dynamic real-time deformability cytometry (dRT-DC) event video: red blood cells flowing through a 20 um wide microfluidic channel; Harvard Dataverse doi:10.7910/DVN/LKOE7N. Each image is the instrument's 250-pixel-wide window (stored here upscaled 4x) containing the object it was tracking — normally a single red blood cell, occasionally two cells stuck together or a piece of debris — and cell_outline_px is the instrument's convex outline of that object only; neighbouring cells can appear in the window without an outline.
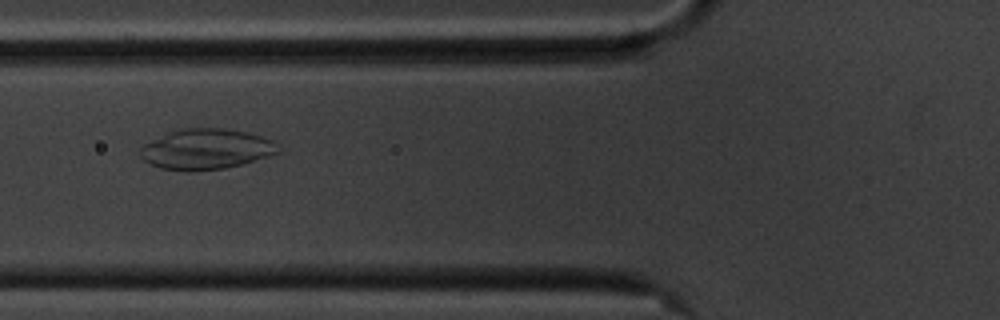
{"species": "common noctule bat (a hibernating species)", "species_latin": "Nyctalus noctula", "temperature_condition": "cold", "stored_images_in_passage": 52, "camera_frame_rate_fps": 3000, "um_per_image_px": 0.085, "animal": {"sex": "male", "body_mass_g": 20.1, "forearm_length_mm": 53.5}, "frame": {"image": 1, "passage_image": 17, "time_ms": 5.333, "image_size_px": [1000, 320], "cell_outline_px": [[284, 148], [280, 152], [268, 156], [240, 164], [224, 168], [192, 172], [188, 172], [160, 168], [148, 164], [140, 156], [140, 148], [144, 144], [168, 132], [184, 128], [224, 128], [244, 132], [260, 136], [272, 140], [280, 144]], "centroid_in_image_um": [17.52, 12.69], "position_along_channel_um": 108.3, "area_um2": 32.71}}
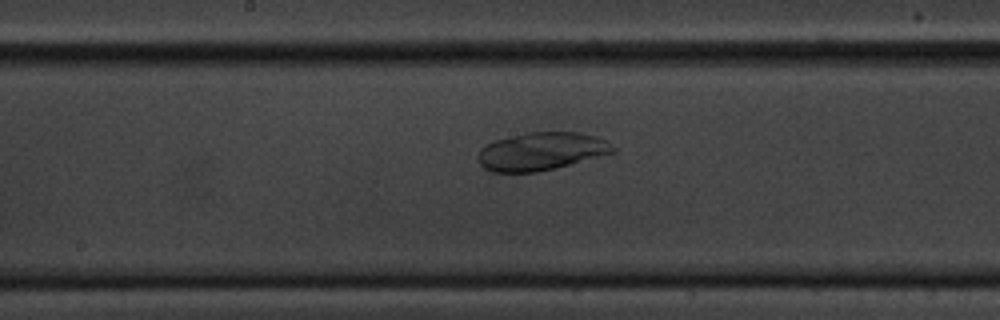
{"frame": {"image": 2, "passage_image": 25, "time_ms": 8.0, "image_size_px": [1000, 320], "cell_outline_px": [[616, 152], [556, 168], [536, 172], [492, 172], [484, 168], [480, 164], [480, 148], [484, 144], [492, 140], [528, 132], [580, 132], [596, 136], [604, 140], [616, 148]], "centroid_in_image_um": [46.01, 12.86], "position_along_channel_um": 202.2, "area_um2": 29.88}}
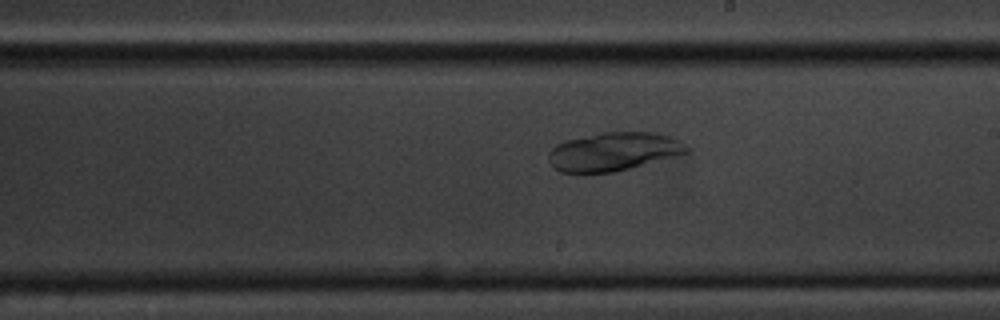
{"frame": {"image": 3, "passage_image": 28, "time_ms": 9.0, "image_size_px": [1000, 320], "cell_outline_px": [[688, 152], [628, 168], [612, 172], [584, 176], [560, 172], [548, 160], [548, 152], [556, 144], [564, 140], [600, 132], [652, 132], [668, 136], [684, 144], [688, 148]], "centroid_in_image_um": [52.02, 12.91], "position_along_channel_um": 237.0, "area_um2": 31.15}}